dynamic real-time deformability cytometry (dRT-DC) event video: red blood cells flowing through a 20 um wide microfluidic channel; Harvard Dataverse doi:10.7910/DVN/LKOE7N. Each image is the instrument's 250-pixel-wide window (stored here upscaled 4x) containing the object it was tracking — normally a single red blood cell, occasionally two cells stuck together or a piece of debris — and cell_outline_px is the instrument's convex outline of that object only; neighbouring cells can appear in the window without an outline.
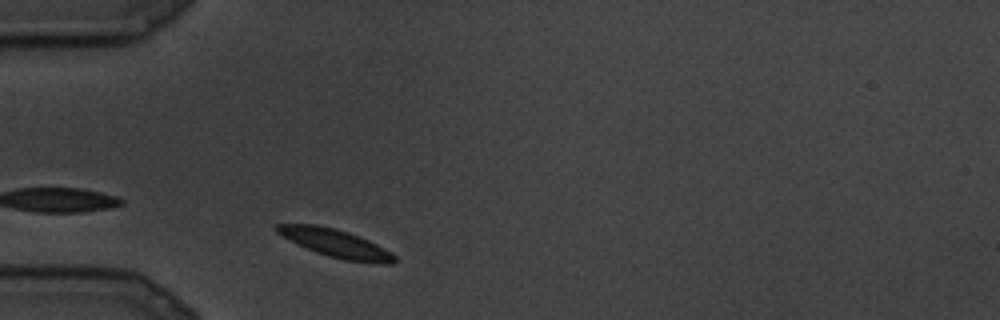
{"species": "common noctule bat (a hibernating species)", "species_latin": "Nyctalus noctula", "temperature_condition": "cold", "stored_images_in_passage": 58, "camera_frame_rate_fps": 3000, "um_per_image_px": 0.085, "animal": {"sex": "male", "body_mass_g": 19.5, "forearm_length_mm": 54.6}, "frame": {"image": 1, "passage_image": 5, "time_ms": 1.333, "image_size_px": [1000, 320], "cell_outline_px": [[396, 260], [392, 264], [380, 264], [344, 260], [328, 256], [316, 252], [276, 232], [272, 228], [276, 224], [316, 224], [348, 232], [360, 236], [384, 248], [396, 256]], "centroid_in_image_um": [28.56, 20.68], "position_along_channel_um": 56.4, "area_um2": 18.96}}
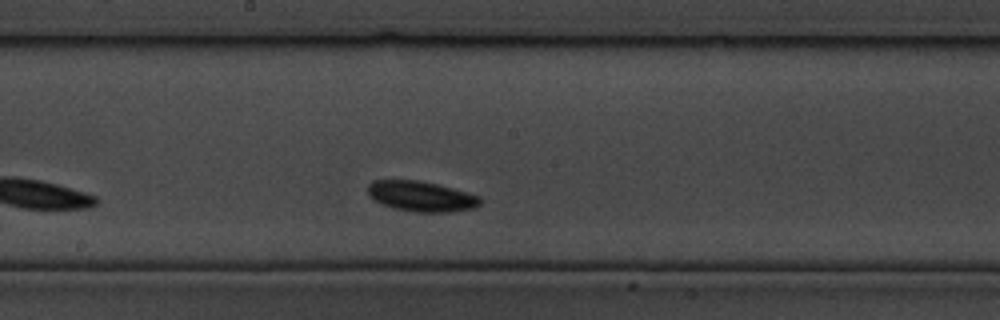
{"frame": {"image": 2, "passage_image": 29, "time_ms": 9.333, "image_size_px": [1000, 320], "cell_outline_px": [[480, 204], [476, 208], [448, 212], [412, 212], [392, 208], [380, 204], [368, 196], [368, 184], [372, 180], [420, 180], [452, 188], [480, 196]], "centroid_in_image_um": [35.76, 16.69], "position_along_channel_um": 212.4, "area_um2": 20.06}}
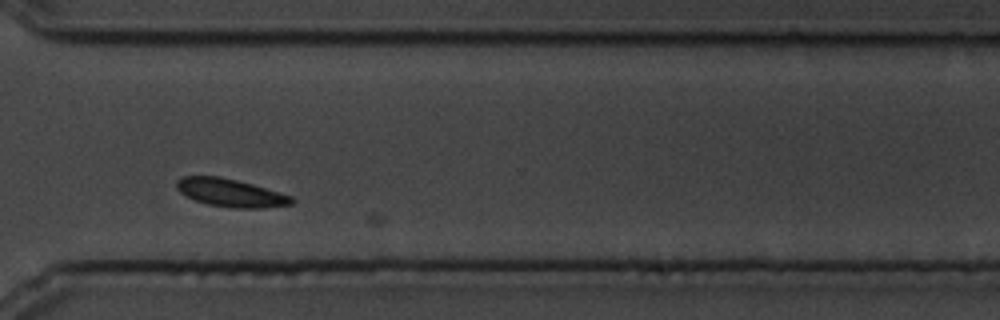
{"frame": {"image": 3, "passage_image": 49, "time_ms": 16.0, "image_size_px": [1000, 320], "cell_outline_px": [[296, 200], [292, 204], [264, 208], [232, 208], [208, 204], [196, 200], [180, 192], [176, 188], [176, 180], [184, 176], [220, 176], [252, 184], [292, 196]], "centroid_in_image_um": [19.61, 16.39], "position_along_channel_um": 351.0, "area_um2": 18.67}}